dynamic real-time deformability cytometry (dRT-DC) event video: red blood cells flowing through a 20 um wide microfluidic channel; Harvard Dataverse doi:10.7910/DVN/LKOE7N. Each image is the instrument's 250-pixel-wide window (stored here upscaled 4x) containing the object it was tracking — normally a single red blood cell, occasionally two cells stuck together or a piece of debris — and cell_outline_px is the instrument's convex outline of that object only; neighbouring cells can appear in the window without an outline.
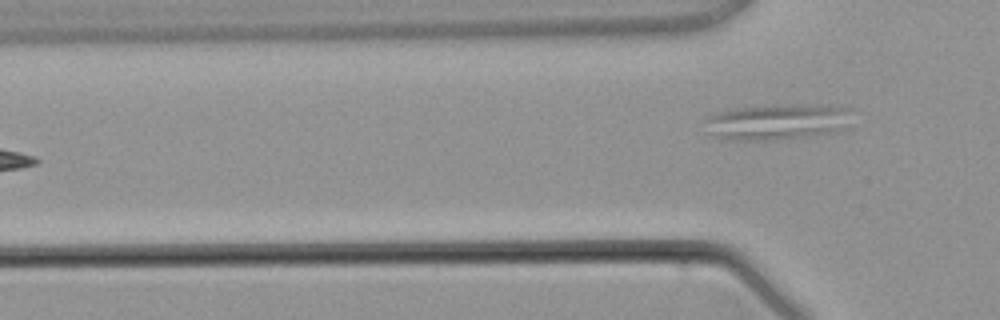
{"species": "common noctule bat (a hibernating species)", "species_latin": "Nyctalus noctula", "temperature_condition": "warm", "stored_images_in_passage": 3, "camera_frame_rate_fps": 3000, "um_per_image_px": 0.085, "animal": {"sex": "male", "body_mass_g": 21.5, "forearm_length_mm": 52.0}, "frame": {"image": 1, "passage_image": 3, "time_ms": 2.333, "image_size_px": [1000, 320], "cell_outline_px": [[852, 108], [848, 128], [828, 132], [772, 140], [732, 140], [716, 136], [704, 120], [708, 116], [716, 112], [732, 108], [772, 104], [828, 104]], "centroid_in_image_um": [66.14, 10.3], "position_along_channel_um": 59.7, "area_um2": 30.92}}